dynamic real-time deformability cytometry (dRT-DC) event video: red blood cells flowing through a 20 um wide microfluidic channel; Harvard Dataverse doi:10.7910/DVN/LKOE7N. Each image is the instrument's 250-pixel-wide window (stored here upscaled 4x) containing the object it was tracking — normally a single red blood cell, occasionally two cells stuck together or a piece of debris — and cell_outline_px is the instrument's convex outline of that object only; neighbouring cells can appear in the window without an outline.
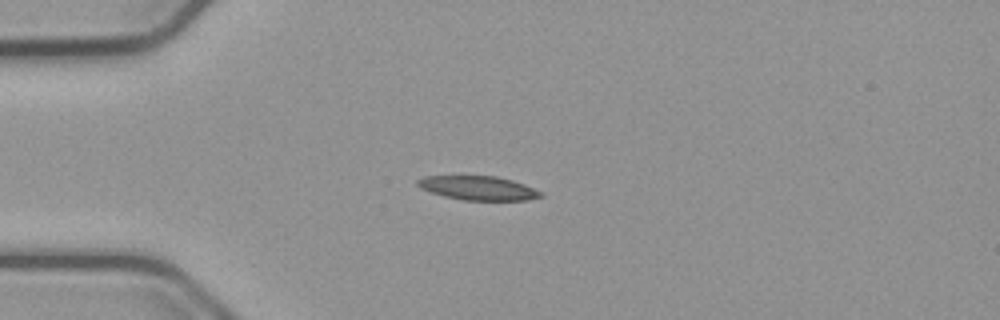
{"species": "common noctule bat (a hibernating species)", "species_latin": "Nyctalus noctula", "temperature_condition": "cold", "stored_images_in_passage": 41, "camera_frame_rate_fps": 3000, "um_per_image_px": 0.085, "animal": {"sex": "male", "body_mass_g": 23.1, "forearm_length_mm": 52.7}, "frame": {"image": 1, "passage_image": 1, "time_ms": 0.0, "image_size_px": [1000, 320], "cell_outline_px": [[544, 196], [528, 200], [464, 200], [444, 196], [420, 188], [416, 184], [416, 180], [424, 176], [496, 176], [512, 180], [524, 184], [544, 192]], "centroid_in_image_um": [40.68, 15.98], "position_along_channel_um": 44.3, "area_um2": 17.28}}
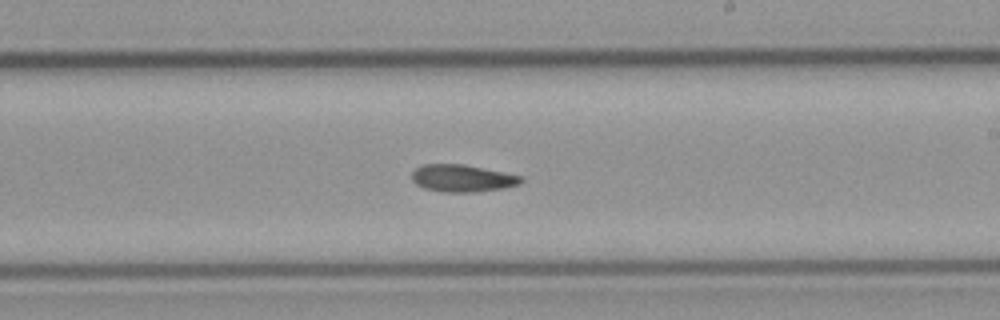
{"frame": {"image": 2, "passage_image": 19, "time_ms": 6.0, "image_size_px": [1000, 320], "cell_outline_px": [[524, 180], [520, 184], [504, 188], [476, 192], [444, 192], [424, 188], [416, 184], [412, 180], [412, 172], [416, 168], [424, 164], [464, 164], [524, 176]], "centroid_in_image_um": [39.33, 15.15], "position_along_channel_um": 249.7, "area_um2": 17.46}}
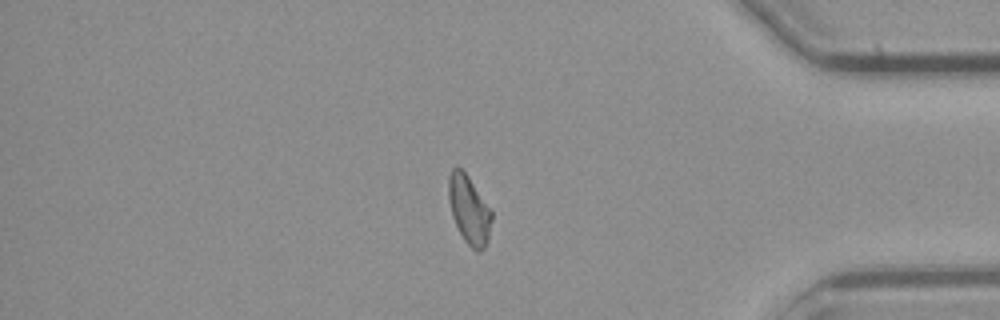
{"frame": {"image": 3, "passage_image": 33, "time_ms": 10.667, "image_size_px": [1000, 320], "cell_outline_px": [[492, 220], [488, 240], [484, 248], [480, 252], [476, 252], [464, 240], [452, 216], [448, 196], [448, 176], [452, 168], [460, 168], [468, 176], [492, 212]], "centroid_in_image_um": [39.87, 17.85], "position_along_channel_um": 395.3, "area_um2": 16.99}}